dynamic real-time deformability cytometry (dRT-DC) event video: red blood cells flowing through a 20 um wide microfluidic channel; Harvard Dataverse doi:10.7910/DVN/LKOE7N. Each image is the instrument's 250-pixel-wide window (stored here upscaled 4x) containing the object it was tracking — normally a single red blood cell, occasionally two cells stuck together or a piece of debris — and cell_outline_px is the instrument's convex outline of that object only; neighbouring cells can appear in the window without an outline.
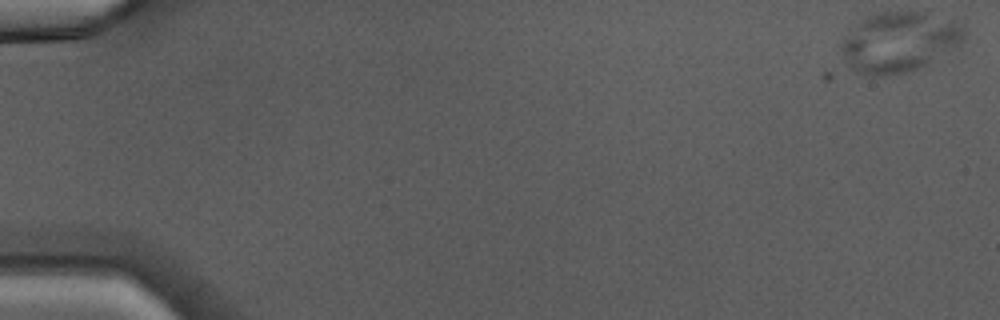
{"species": "Egyptian fruit bat (a non-hibernating species)", "species_latin": "Rousettus aegyptiacus", "temperature_condition": "warm", "stored_images_in_passage": 46, "camera_frame_rate_fps": 3000, "um_per_image_px": 0.085, "animal": {"sex": "male"}, "frame": {"image": 1, "passage_image": 1, "time_ms": 0.0, "image_size_px": [1000, 320], "cell_outline_px": [[964, 40], [960, 44], [924, 64], [908, 72], [884, 76], [864, 76], [848, 68], [840, 48], [840, 44], [852, 20], [872, 12], [924, 12], [956, 24], [964, 28]], "centroid_in_image_um": [76.25, 3.56], "position_along_channel_um": 8.8, "area_um2": 43.35}}
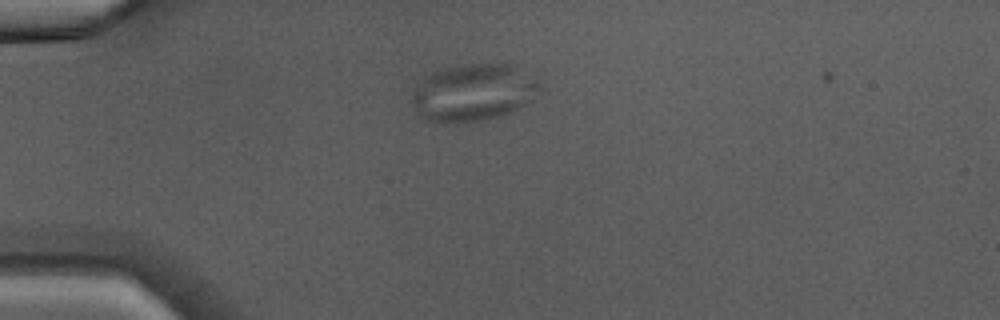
{"frame": {"image": 2, "passage_image": 13, "time_ms": 4.0, "image_size_px": [1000, 320], "cell_outline_px": [[544, 88], [524, 104], [508, 112], [496, 116], [476, 120], [428, 120], [416, 116], [412, 104], [412, 96], [420, 80], [424, 76], [444, 68], [464, 64], [516, 64], [540, 72]], "centroid_in_image_um": [40.36, 7.77], "position_along_channel_um": 44.6, "area_um2": 42.89}}
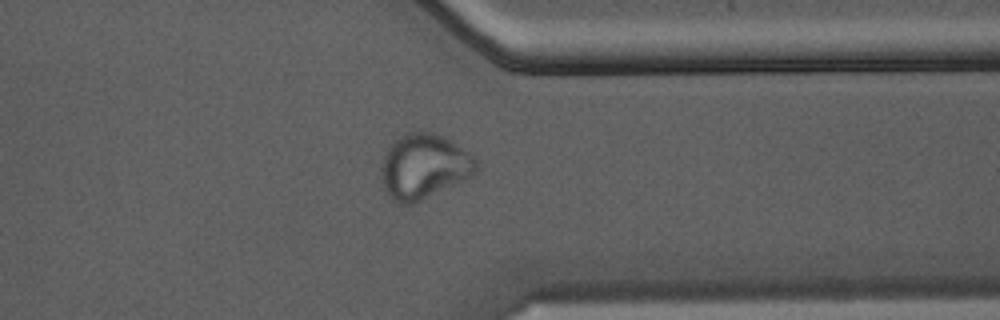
{"frame": {"image": 3, "passage_image": 37, "time_ms": 12.0, "image_size_px": [1000, 320], "cell_outline_px": [[480, 168], [476, 172], [464, 180], [416, 204], [396, 204], [388, 196], [384, 188], [380, 176], [380, 164], [388, 148], [400, 136], [408, 132], [432, 132], [444, 136], [480, 160]], "centroid_in_image_um": [36.04, 14.18], "position_along_channel_um": 375.4, "area_um2": 36.53}}